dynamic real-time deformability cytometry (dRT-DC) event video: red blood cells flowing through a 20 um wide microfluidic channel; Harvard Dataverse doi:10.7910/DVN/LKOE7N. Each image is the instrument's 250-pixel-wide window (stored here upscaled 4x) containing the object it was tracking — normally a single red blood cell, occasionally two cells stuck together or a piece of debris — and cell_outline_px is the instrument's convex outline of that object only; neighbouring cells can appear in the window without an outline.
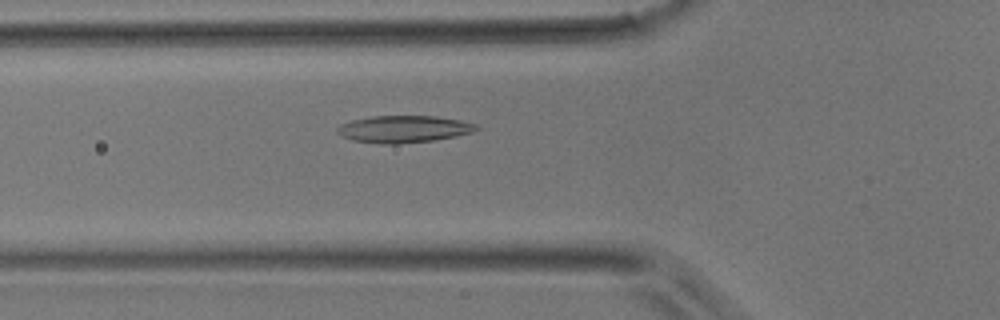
{"species": "common noctule bat (a hibernating species)", "species_latin": "Nyctalus noctula", "temperature_condition": "room temperature", "stored_images_in_passage": 37, "camera_frame_rate_fps": 3000, "um_per_image_px": 0.085, "animal": {"sex": "male", "body_mass_g": 17.9}, "frame": {"image": 1, "passage_image": 6, "time_ms": 1.667, "image_size_px": [1000, 320], "cell_outline_px": [[480, 128], [472, 132], [456, 136], [432, 140], [396, 144], [384, 144], [352, 140], [336, 132], [336, 128], [340, 124], [352, 120], [372, 116], [436, 116], [460, 120], [476, 124]], "centroid_in_image_um": [34.31, 10.96], "position_along_channel_um": 91.5, "area_um2": 21.79}}
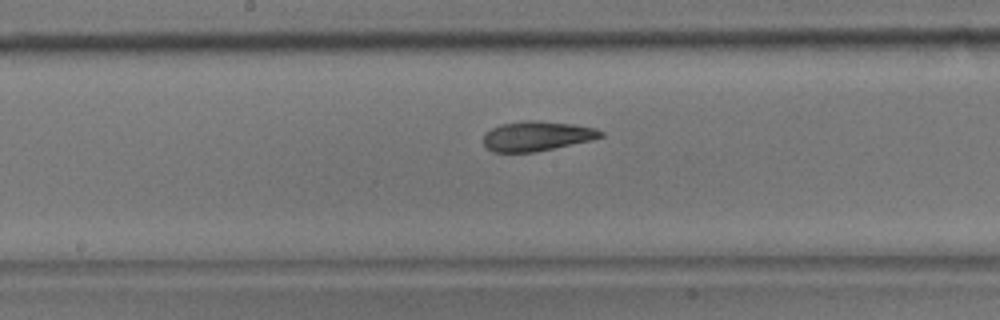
{"frame": {"image": 2, "passage_image": 14, "time_ms": 4.333, "image_size_px": [1000, 320], "cell_outline_px": [[604, 136], [592, 140], [536, 152], [492, 152], [484, 144], [484, 132], [500, 124], [524, 120], [540, 120], [572, 124], [596, 128], [604, 132]], "centroid_in_image_um": [45.64, 11.56], "position_along_channel_um": 202.6, "area_um2": 20.52}}
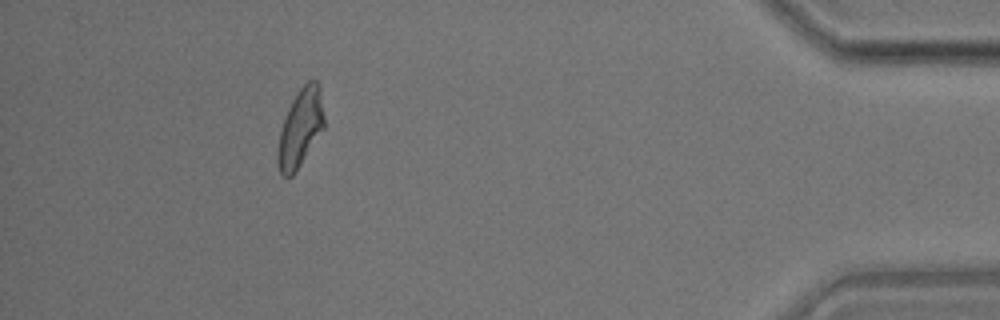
{"frame": {"image": 3, "passage_image": 33, "time_ms": 10.667, "image_size_px": [1000, 320], "cell_outline_px": [[324, 128], [292, 176], [280, 176], [276, 160], [276, 152], [280, 132], [288, 108], [292, 100], [300, 88], [308, 80], [316, 80], [320, 88], [324, 116]], "centroid_in_image_um": [25.51, 10.89], "position_along_channel_um": 409.7, "area_um2": 20.92}}